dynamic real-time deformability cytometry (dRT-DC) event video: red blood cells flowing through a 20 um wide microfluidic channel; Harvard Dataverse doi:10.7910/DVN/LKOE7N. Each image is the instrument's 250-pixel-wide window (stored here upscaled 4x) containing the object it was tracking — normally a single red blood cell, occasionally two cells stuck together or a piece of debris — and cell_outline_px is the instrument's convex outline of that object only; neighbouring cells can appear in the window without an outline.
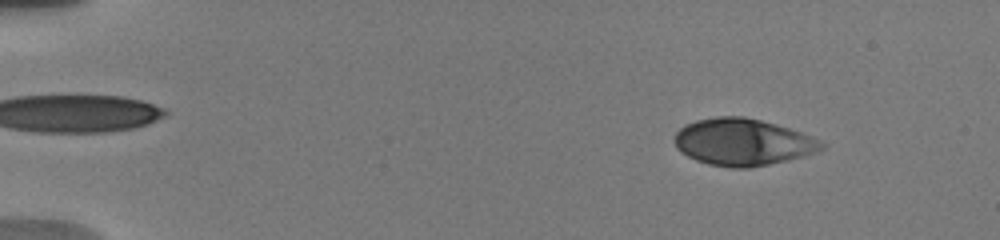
{"species": "human", "species_latin": "Homo sapiens", "temperature_condition": "warm", "stored_images_in_passage": 24, "camera_frame_rate_fps": 3000, "um_per_image_px": 0.085, "donor": {"sex": "male"}, "frame": {"image": 1, "passage_image": 3, "time_ms": 0.667, "image_size_px": [1000, 240], "cell_outline_px": [[824, 148], [816, 152], [804, 156], [768, 164], [748, 168], [732, 168], [708, 164], [696, 160], [680, 152], [676, 148], [676, 132], [684, 124], [696, 120], [716, 116], [744, 116], [776, 124], [812, 136], [820, 140], [824, 144]], "centroid_in_image_um": [63.12, 12.07], "position_along_channel_um": 21.9, "area_um2": 40.11}}
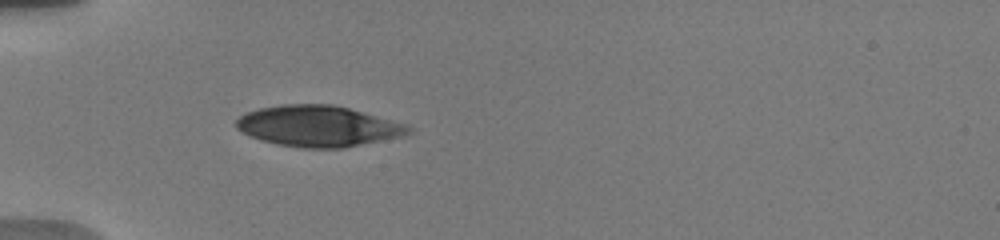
{"frame": {"image": 2, "passage_image": 23, "time_ms": 4.333, "image_size_px": [1000, 240], "cell_outline_px": [[412, 132], [404, 136], [344, 148], [300, 148], [276, 144], [260, 140], [236, 128], [236, 120], [240, 116], [248, 112], [260, 108], [280, 104], [332, 104], [348, 108], [408, 124], [412, 128]], "centroid_in_image_um": [27.08, 10.73], "position_along_channel_um": 57.9, "area_um2": 41.21}}